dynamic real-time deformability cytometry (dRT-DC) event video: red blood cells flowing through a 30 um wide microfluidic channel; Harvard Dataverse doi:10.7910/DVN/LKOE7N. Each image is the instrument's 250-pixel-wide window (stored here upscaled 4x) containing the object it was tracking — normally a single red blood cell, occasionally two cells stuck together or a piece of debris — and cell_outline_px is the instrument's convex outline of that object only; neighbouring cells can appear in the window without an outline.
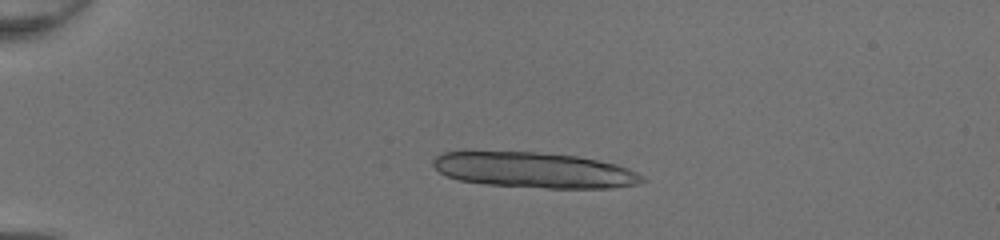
{"species": "common noctule bat (a hibernating species)", "species_latin": "Nyctalus noctula", "temperature_condition": "room temperature", "stored_images_in_passage": 42, "segment_of_instrument_passage": [1, 2], "camera_frame_rate_fps": 3000, "um_per_image_px": 0.085, "animal": {"sex": "female", "body_mass_g": 20.0, "forearm_length_mm": 54.0}, "frame": {"image": 1, "passage_image": 6, "time_ms": 1.667, "image_size_px": [1000, 240], "cell_outline_px": [[616, 184], [504, 184], [468, 180], [452, 176], [444, 172], [456, 152], [508, 152], [564, 156], [588, 160], [608, 164], [616, 168]], "centroid_in_image_um": [44.96, 14.37], "position_along_channel_um": 40.0, "area_um2": 33.0}}